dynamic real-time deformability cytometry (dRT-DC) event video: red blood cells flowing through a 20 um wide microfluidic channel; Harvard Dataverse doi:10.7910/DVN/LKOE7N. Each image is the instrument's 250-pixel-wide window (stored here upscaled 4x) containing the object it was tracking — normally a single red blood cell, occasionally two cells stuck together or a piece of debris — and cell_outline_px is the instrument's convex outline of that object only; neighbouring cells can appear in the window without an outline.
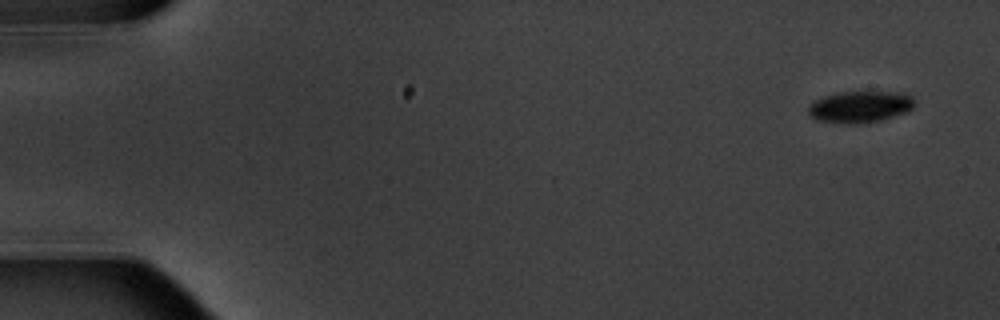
{"species": "common noctule bat (a hibernating species)", "species_latin": "Nyctalus noctula", "temperature_condition": "warm", "stored_images_in_passage": 5, "camera_frame_rate_fps": 3000, "um_per_image_px": 0.085, "animal": {"sex": "male", "body_mass_g": 20.1, "forearm_length_mm": 53.5}, "frame": {"image": 1, "passage_image": 1, "time_ms": 0.0, "image_size_px": [1000, 320], "cell_outline_px": [[912, 108], [908, 112], [880, 120], [856, 124], [836, 124], [816, 120], [808, 112], [808, 108], [812, 100], [824, 96], [840, 92], [904, 92], [912, 96]], "centroid_in_image_um": [73.06, 9.08], "position_along_channel_um": 11.9, "area_um2": 19.71}}
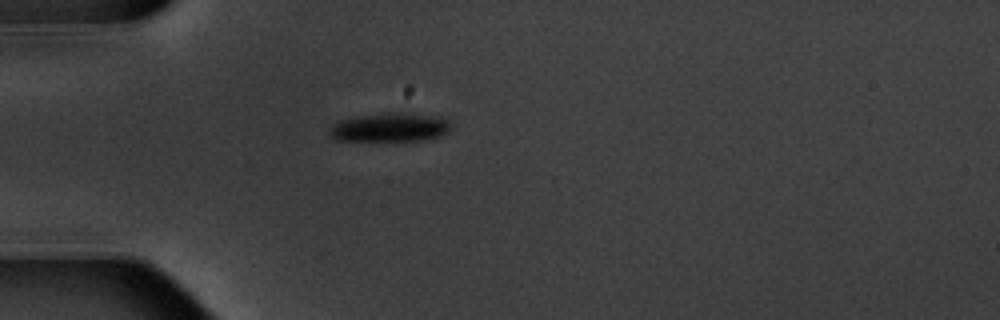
{"frame": {"image": 2, "passage_image": 4, "time_ms": 4.667, "image_size_px": [1000, 320], "cell_outline_px": [[452, 128], [448, 132], [440, 136], [424, 140], [392, 144], [388, 144], [336, 140], [328, 132], [340, 120], [356, 116], [440, 116], [448, 120], [452, 124]], "centroid_in_image_um": [33.16, 10.96], "position_along_channel_um": 51.8, "area_um2": 20.35}}